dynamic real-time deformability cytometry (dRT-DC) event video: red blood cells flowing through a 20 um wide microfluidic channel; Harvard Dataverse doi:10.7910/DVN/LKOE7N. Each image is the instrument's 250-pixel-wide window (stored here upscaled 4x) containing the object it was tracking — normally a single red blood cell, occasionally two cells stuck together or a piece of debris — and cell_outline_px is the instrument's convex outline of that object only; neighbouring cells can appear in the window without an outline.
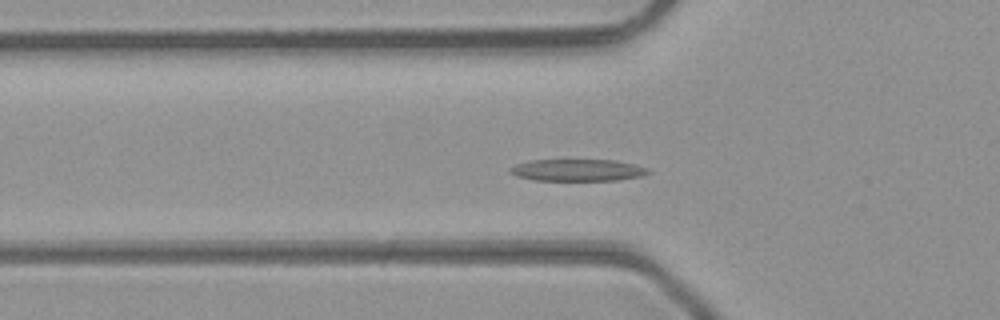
{"species": "common noctule bat (a hibernating species)", "species_latin": "Nyctalus noctula", "temperature_condition": "room temperature", "stored_images_in_passage": 39, "camera_frame_rate_fps": 3000, "um_per_image_px": 0.085, "animal": {"sex": "male", "body_mass_g": 23.1, "forearm_length_mm": 52.7}, "frame": {"image": 1, "passage_image": 6, "time_ms": 1.667, "image_size_px": [1000, 320], "cell_outline_px": [[652, 172], [640, 176], [620, 180], [532, 180], [516, 176], [508, 172], [508, 168], [516, 164], [532, 160], [616, 160], [636, 164], [648, 168]], "centroid_in_image_um": [49.1, 14.46], "position_along_channel_um": 76.7, "area_um2": 17.74}}
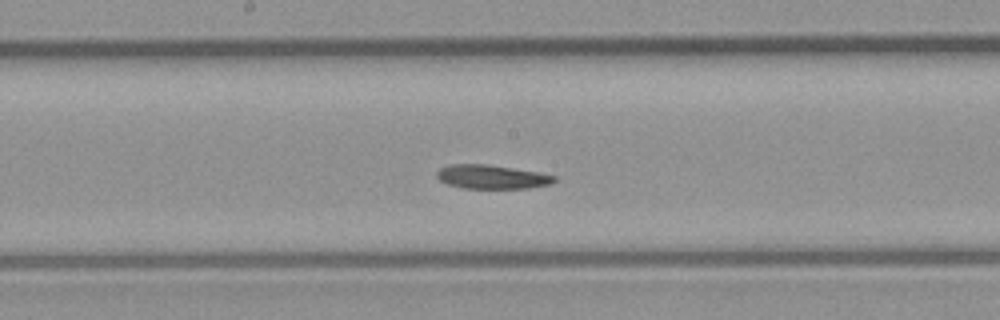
{"frame": {"image": 2, "passage_image": 15, "time_ms": 4.667, "image_size_px": [1000, 320], "cell_outline_px": [[556, 180], [552, 184], [528, 188], [464, 188], [448, 184], [440, 180], [436, 176], [436, 172], [440, 168], [448, 164], [488, 164], [540, 172], [556, 176]], "centroid_in_image_um": [41.82, 15.02], "position_along_channel_um": 206.4, "area_um2": 16.47}}
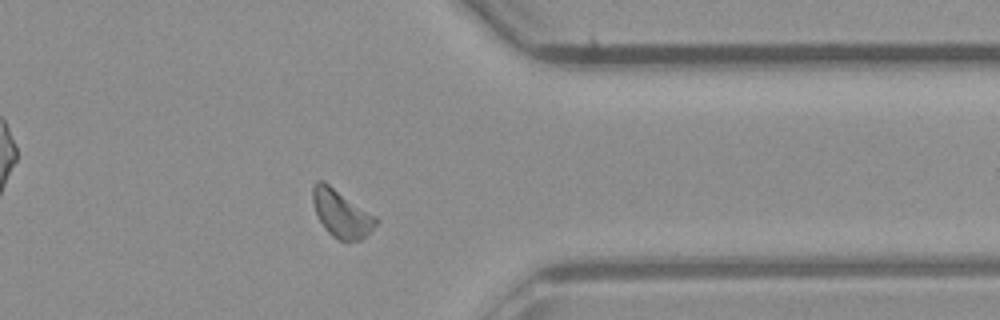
{"frame": {"image": 3, "passage_image": 28, "time_ms": 9.0, "image_size_px": [1000, 320], "cell_outline_px": [[380, 220], [372, 232], [360, 240], [340, 240], [332, 236], [324, 228], [316, 216], [312, 200], [312, 188], [316, 180], [324, 180], [376, 216]], "centroid_in_image_um": [29.02, 18.14], "position_along_channel_um": 382.4, "area_um2": 17.8}, "authors_computed_cell_mechanics": {"area_um2": 17.1088, "velocity_mm_per_s": 4.2892, "shape_relaxation_time_tau1_ms": 3.9939, "shape_relaxation_time_tau2_ms": null, "deformation_change_tau1": 0.1431, "deformation_change_tau2": null}}